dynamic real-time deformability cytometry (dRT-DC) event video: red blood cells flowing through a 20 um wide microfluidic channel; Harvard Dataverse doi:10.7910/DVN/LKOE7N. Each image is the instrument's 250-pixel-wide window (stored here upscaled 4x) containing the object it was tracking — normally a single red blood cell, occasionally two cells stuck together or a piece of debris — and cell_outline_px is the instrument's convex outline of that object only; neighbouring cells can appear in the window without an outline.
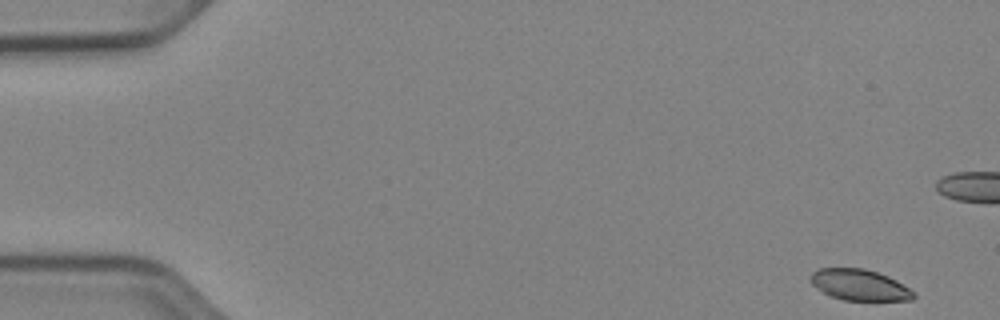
{"species": "Egyptian fruit bat (a non-hibernating species)", "species_latin": "Rousettus aegyptiacus", "temperature_condition": "cold", "stored_images_in_passage": 19, "camera_frame_rate_fps": 3000, "um_per_image_px": 0.085, "animal": {"sex": "female"}, "frame": {"image": 1, "passage_image": 1, "time_ms": 0.0, "image_size_px": [1000, 320], "cell_outline_px": [[916, 296], [912, 300], [844, 300], [828, 296], [816, 288], [812, 284], [812, 272], [820, 268], [864, 268], [888, 276], [896, 280], [908, 288]], "centroid_in_image_um": [73.04, 24.22], "position_along_channel_um": 12.0, "area_um2": 18.5}}
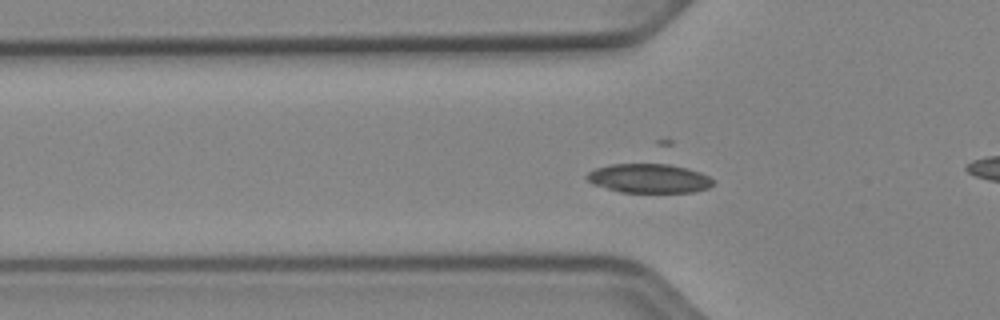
{"frame": {"image": 2, "passage_image": 16, "time_ms": 5.0, "image_size_px": [1000, 320], "cell_outline_px": [[716, 180], [708, 188], [692, 192], [620, 192], [592, 184], [584, 176], [588, 172], [596, 168], [612, 164], [660, 160], [700, 172]], "centroid_in_image_um": [55.16, 15.1], "position_along_channel_um": 70.6, "area_um2": 22.37}}